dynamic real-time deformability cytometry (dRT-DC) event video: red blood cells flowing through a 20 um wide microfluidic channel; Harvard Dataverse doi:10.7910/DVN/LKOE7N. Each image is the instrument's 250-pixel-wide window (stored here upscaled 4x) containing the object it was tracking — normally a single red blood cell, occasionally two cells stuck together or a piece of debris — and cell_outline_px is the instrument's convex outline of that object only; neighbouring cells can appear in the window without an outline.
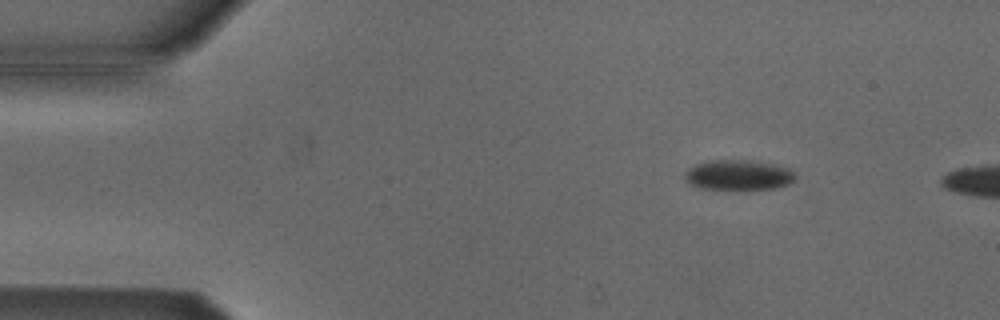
{"species": "Egyptian fruit bat (a non-hibernating species)", "species_latin": "Rousettus aegyptiacus", "temperature_condition": "cold", "stored_images_in_passage": 9, "camera_frame_rate_fps": 3000, "um_per_image_px": 0.085, "animal": {"sex": "male"}, "frame": {"image": 1, "passage_image": 2, "time_ms": 0.333, "image_size_px": [1000, 320], "cell_outline_px": [[796, 180], [788, 184], [776, 188], [704, 188], [688, 184], [684, 180], [684, 172], [688, 168], [696, 164], [712, 160], [756, 160], [792, 168], [796, 172]], "centroid_in_image_um": [62.81, 14.85], "position_along_channel_um": 22.2, "area_um2": 19.54}}